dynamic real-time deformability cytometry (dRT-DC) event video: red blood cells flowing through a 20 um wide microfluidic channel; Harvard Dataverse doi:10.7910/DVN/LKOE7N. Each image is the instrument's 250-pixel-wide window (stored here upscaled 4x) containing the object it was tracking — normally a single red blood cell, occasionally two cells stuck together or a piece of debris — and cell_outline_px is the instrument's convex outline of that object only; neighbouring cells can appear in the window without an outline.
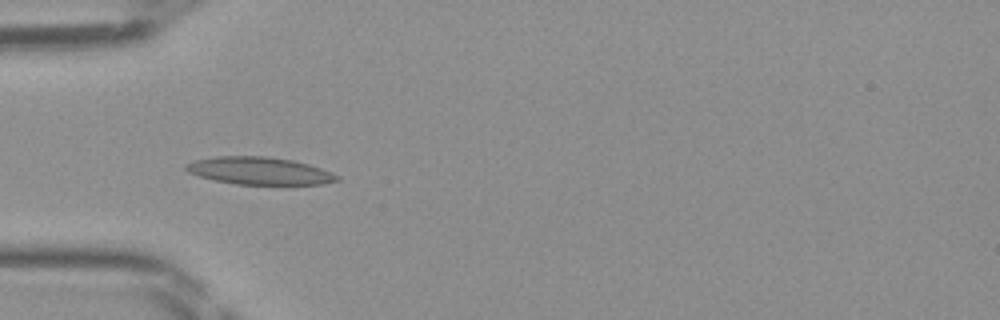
{"species": "Egyptian fruit bat (a non-hibernating species)", "species_latin": "Rousettus aegyptiacus", "temperature_condition": "room temperature", "stored_images_in_passage": 34, "camera_frame_rate_fps": 3000, "um_per_image_px": 0.085, "frame": {"image": 1, "passage_image": 1, "time_ms": 0.0, "image_size_px": [1000, 320], "cell_outline_px": [[340, 180], [324, 184], [236, 184], [216, 180], [200, 176], [188, 172], [184, 168], [184, 164], [196, 160], [216, 156], [268, 156], [292, 160], [308, 164], [320, 168], [340, 176]], "centroid_in_image_um": [22.05, 14.51], "position_along_channel_um": 62.9, "area_um2": 24.04}}
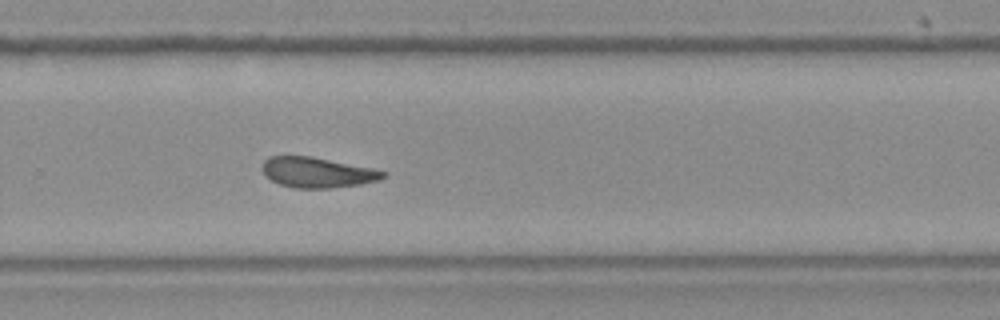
{"frame": {"image": 2, "passage_image": 18, "time_ms": 5.667, "image_size_px": [1000, 320], "cell_outline_px": [[388, 176], [376, 180], [360, 184], [328, 188], [296, 188], [280, 184], [272, 180], [260, 168], [264, 160], [268, 156], [312, 156], [372, 168], [388, 172]], "centroid_in_image_um": [26.97, 14.64], "position_along_channel_um": 302.8, "area_um2": 21.27}}
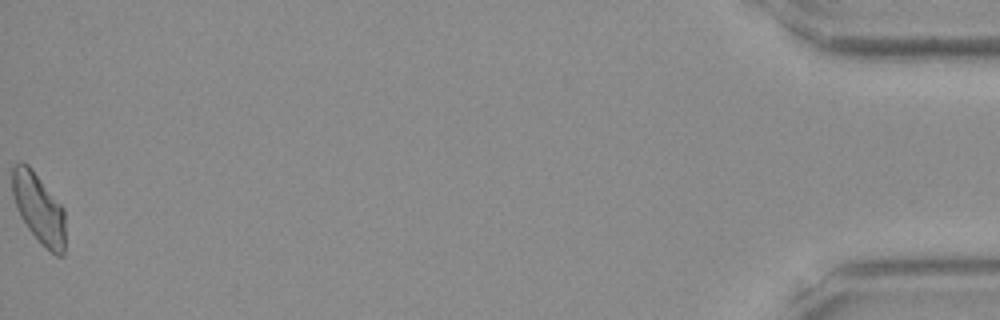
{"frame": {"image": 3, "passage_image": 34, "time_ms": 11.0, "image_size_px": [1000, 320], "cell_outline_px": [[64, 256], [56, 256], [28, 228], [20, 216], [16, 208], [12, 192], [12, 168], [20, 160], [28, 164], [32, 168], [64, 208]], "centroid_in_image_um": [3.28, 17.65], "position_along_channel_um": 431.9, "area_um2": 21.39}}